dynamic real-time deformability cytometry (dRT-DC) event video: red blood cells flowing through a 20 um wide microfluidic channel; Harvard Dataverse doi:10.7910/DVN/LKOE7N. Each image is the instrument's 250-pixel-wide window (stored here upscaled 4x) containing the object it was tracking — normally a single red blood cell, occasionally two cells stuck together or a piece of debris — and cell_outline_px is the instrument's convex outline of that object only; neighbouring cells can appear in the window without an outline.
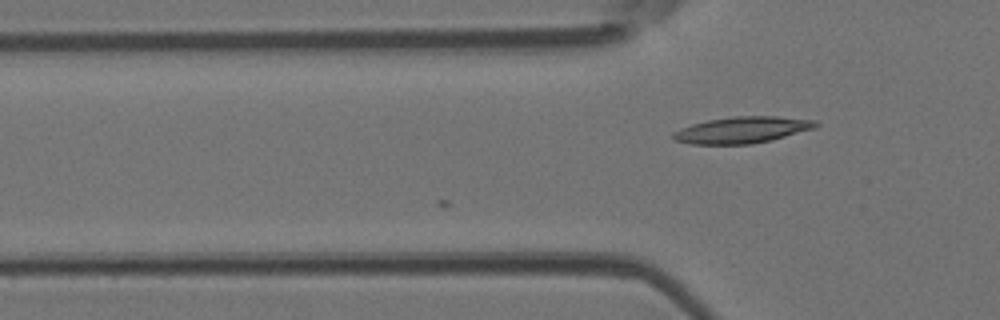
{"species": "Egyptian fruit bat (a non-hibernating species)", "species_latin": "Rousettus aegyptiacus", "temperature_condition": "room temperature", "stored_images_in_passage": 4, "camera_frame_rate_fps": 3000, "um_per_image_px": 0.085, "animal": {"sex": "female"}, "frame": {"image": 1, "passage_image": 4, "time_ms": 1.0, "image_size_px": [1000, 320], "cell_outline_px": [[820, 124], [816, 128], [772, 140], [752, 144], [688, 144], [672, 140], [672, 132], [680, 128], [692, 124], [708, 120], [736, 116], [776, 116], [816, 120]], "centroid_in_image_um": [63.08, 11.05], "position_along_channel_um": 62.7, "area_um2": 22.2}}